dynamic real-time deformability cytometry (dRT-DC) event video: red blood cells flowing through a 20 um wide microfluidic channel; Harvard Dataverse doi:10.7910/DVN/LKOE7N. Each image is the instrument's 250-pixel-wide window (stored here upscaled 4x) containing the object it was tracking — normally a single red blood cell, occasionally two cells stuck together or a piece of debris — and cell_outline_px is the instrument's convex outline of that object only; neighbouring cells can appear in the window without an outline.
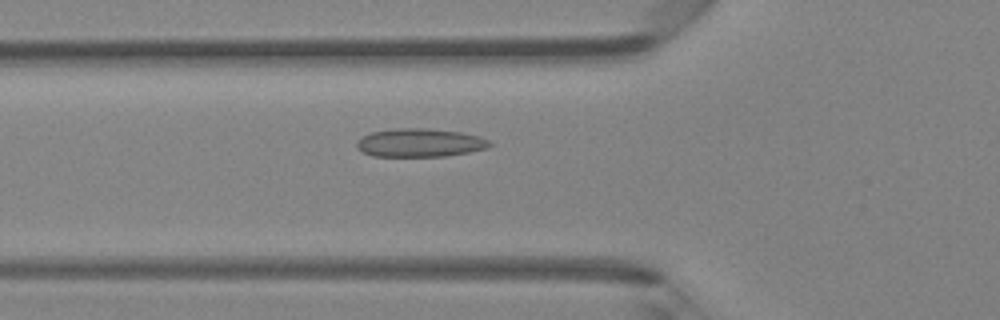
{"species": "Egyptian fruit bat (a non-hibernating species)", "species_latin": "Rousettus aegyptiacus", "temperature_condition": "room temperature", "stored_images_in_passage": 34, "camera_frame_rate_fps": 3000, "um_per_image_px": 0.085, "animal": {"sex": "female"}, "frame": {"image": 1, "passage_image": 8, "time_ms": 2.333, "image_size_px": [1000, 320], "cell_outline_px": [[492, 144], [488, 148], [448, 156], [372, 156], [356, 148], [356, 144], [364, 136], [372, 132], [396, 128], [428, 128], [460, 132], [480, 136], [488, 140]], "centroid_in_image_um": [35.72, 12.13], "position_along_channel_um": 90.1, "area_um2": 21.91}}
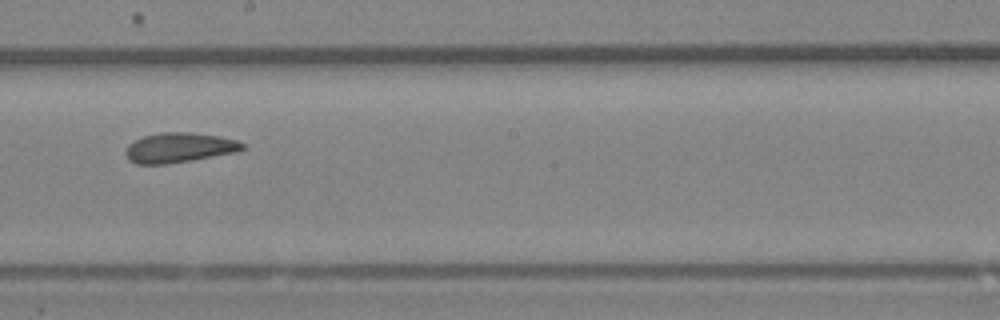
{"frame": {"image": 2, "passage_image": 18, "time_ms": 5.667, "image_size_px": [1000, 320], "cell_outline_px": [[244, 148], [236, 152], [192, 160], [164, 164], [136, 164], [128, 160], [124, 152], [128, 144], [144, 136], [160, 132], [188, 132], [220, 136], [236, 140], [244, 144]], "centroid_in_image_um": [15.2, 12.55], "position_along_channel_um": 233.0, "area_um2": 20.29}}
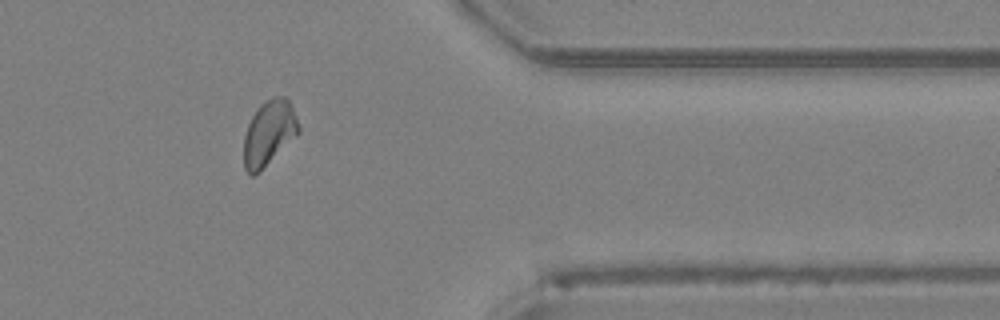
{"frame": {"image": 3, "passage_image": 30, "time_ms": 9.667, "image_size_px": [1000, 320], "cell_outline_px": [[300, 132], [260, 172], [252, 176], [244, 168], [244, 136], [248, 124], [252, 116], [260, 104], [272, 96], [288, 96], [296, 116], [300, 128]], "centroid_in_image_um": [22.87, 11.29], "position_along_channel_um": 388.5, "area_um2": 20.92}}